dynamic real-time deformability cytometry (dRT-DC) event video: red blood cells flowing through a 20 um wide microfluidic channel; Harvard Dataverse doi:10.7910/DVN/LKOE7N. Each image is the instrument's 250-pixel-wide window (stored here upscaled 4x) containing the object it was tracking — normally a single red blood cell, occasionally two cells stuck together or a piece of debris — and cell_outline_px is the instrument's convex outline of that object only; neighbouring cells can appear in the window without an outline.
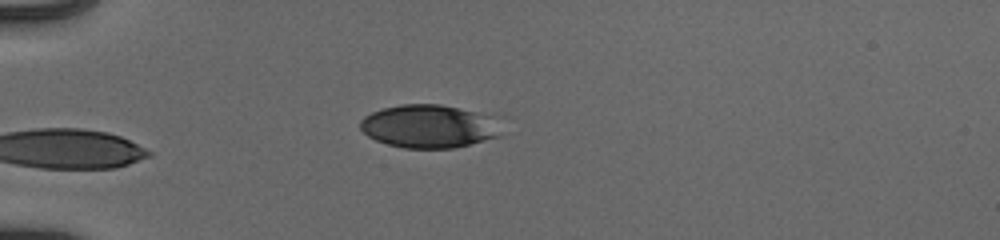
{"species": "human", "species_latin": "Homo sapiens", "temperature_condition": "cold", "stored_images_in_passage": 38, "camera_frame_rate_fps": 3000, "um_per_image_px": 0.085, "donor": {"sex": "male"}, "frame": {"image": 1, "passage_image": 1, "time_ms": 0.0, "image_size_px": [1000, 240], "cell_outline_px": [[500, 136], [456, 148], [404, 148], [388, 144], [376, 140], [368, 136], [360, 128], [360, 120], [364, 116], [372, 112], [384, 108], [400, 104], [440, 104], [476, 112], [488, 116]], "centroid_in_image_um": [36.35, 10.74], "position_along_channel_um": 48.6, "area_um2": 34.8}}
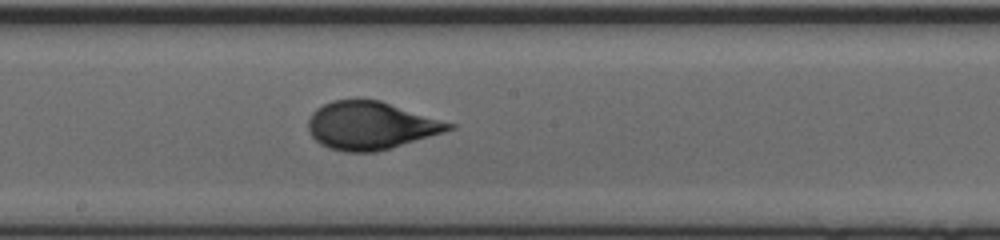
{"frame": {"image": 2, "passage_image": 16, "time_ms": 5.0, "image_size_px": [1000, 240], "cell_outline_px": [[456, 128], [444, 132], [376, 152], [344, 152], [328, 148], [320, 144], [308, 132], [308, 120], [312, 112], [316, 108], [332, 100], [356, 96], [380, 100], [456, 124]], "centroid_in_image_um": [31.48, 10.64], "position_along_channel_um": 216.7, "area_um2": 39.88}}
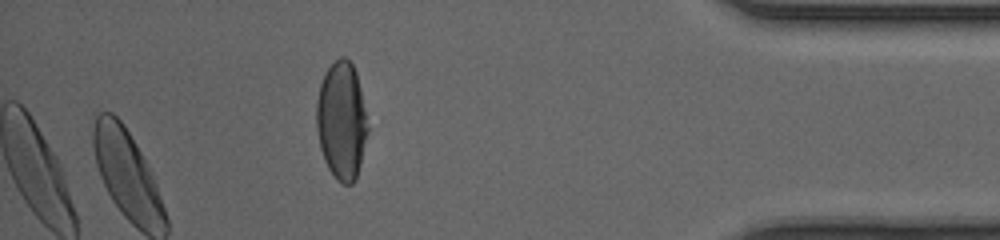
{"frame": {"image": 3, "passage_image": 33, "time_ms": 10.667, "image_size_px": [1000, 240], "cell_outline_px": [[368, 132], [356, 180], [352, 184], [344, 184], [336, 180], [328, 168], [324, 160], [320, 148], [316, 128], [316, 104], [320, 84], [328, 68], [340, 56], [344, 56], [352, 64], [356, 72], [360, 88], [368, 128]], "centroid_in_image_um": [29.02, 10.29], "position_along_channel_um": 406.2, "area_um2": 35.08}, "authors_computed_cell_mechanics": {"area_um2": 38.7549, "velocity_mm_per_s": 3.9556, "shape_relaxation_time_tau1_ms": 4.568, "shape_relaxation_time_tau2_ms": null, "deformation_change_tau1": 0.1868, "deformation_change_tau2": null}}